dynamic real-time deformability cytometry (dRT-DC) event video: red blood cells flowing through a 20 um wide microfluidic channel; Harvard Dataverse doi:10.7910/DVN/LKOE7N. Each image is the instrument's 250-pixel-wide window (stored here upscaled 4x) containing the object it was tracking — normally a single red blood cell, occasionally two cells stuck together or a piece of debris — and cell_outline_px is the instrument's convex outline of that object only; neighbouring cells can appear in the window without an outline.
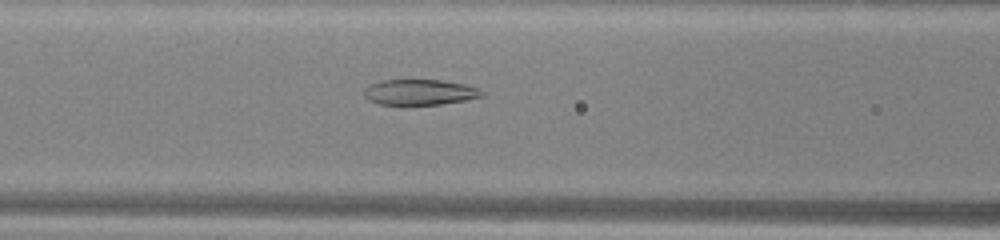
{"species": "common noctule bat (a hibernating species)", "species_latin": "Nyctalus noctula", "temperature_condition": "warm", "stored_images_in_passage": 50, "camera_frame_rate_fps": 3000, "um_per_image_px": 0.085, "animal": {"sex": "male", "body_mass_g": 13.0, "forearm_length_mm": 53.1}, "frame": {"image": 1, "passage_image": 20, "time_ms": 6.333, "image_size_px": [1000, 240], "cell_outline_px": [[484, 96], [464, 100], [440, 104], [380, 104], [368, 100], [364, 96], [364, 88], [380, 80], [440, 80], [464, 84], [480, 88], [484, 92]], "centroid_in_image_um": [35.69, 7.83], "position_along_channel_um": 130.9, "area_um2": 17.46}}
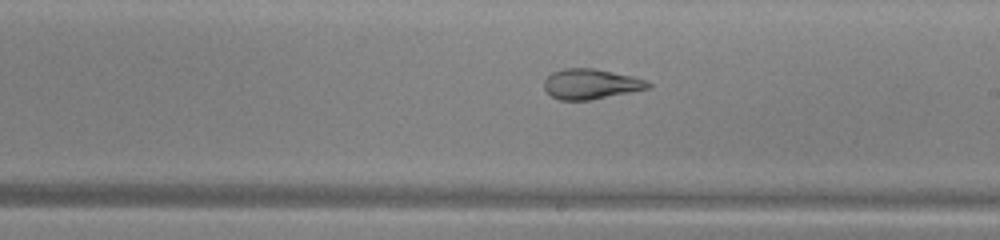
{"frame": {"image": 2, "passage_image": 28, "time_ms": 9.0, "image_size_px": [1000, 240], "cell_outline_px": [[652, 88], [592, 100], [560, 100], [552, 96], [544, 88], [544, 80], [552, 72], [564, 68], [592, 68], [632, 76], [644, 80], [652, 84]], "centroid_in_image_um": [50.23, 7.15], "position_along_channel_um": 238.8, "area_um2": 18.32}}
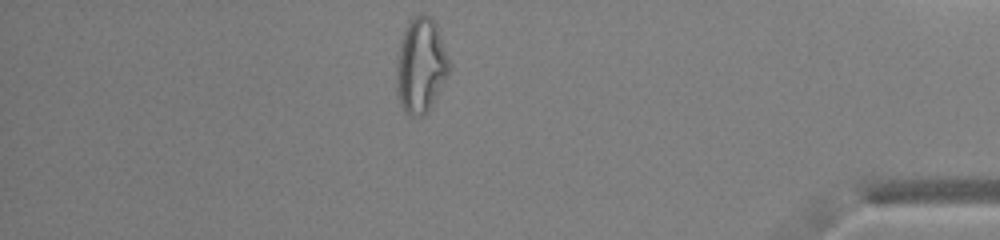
{"frame": {"image": 3, "passage_image": 43, "time_ms": 14.0, "image_size_px": [1000, 240], "cell_outline_px": [[448, 72], [428, 112], [424, 116], [412, 116], [400, 104], [396, 92], [396, 52], [404, 28], [408, 20], [412, 16], [420, 12], [432, 16], [436, 24], [448, 60]], "centroid_in_image_um": [35.7, 5.51], "position_along_channel_um": 399.5, "area_um2": 29.25}, "authors_computed_cell_mechanics": {"area_um2": 24.3916, "velocity_mm_per_s": 4.0594, "shape_relaxation_time_tau1_ms": null, "shape_relaxation_time_tau2_ms": 2.1695, "deformation_change_tau1": null, "deformation_change_tau2": 0.0942}}